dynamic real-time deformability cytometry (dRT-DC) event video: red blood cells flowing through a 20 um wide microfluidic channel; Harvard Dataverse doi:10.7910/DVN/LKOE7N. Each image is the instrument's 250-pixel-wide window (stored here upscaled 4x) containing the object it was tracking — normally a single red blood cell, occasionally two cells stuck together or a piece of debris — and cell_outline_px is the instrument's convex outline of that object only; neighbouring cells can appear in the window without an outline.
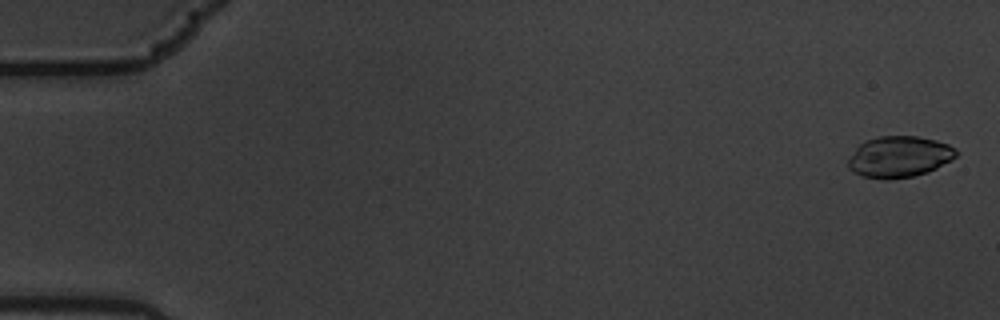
{"species": "common noctule bat (a hibernating species)", "species_latin": "Nyctalus noctula", "temperature_condition": "warm", "stored_images_in_passage": 7, "camera_frame_rate_fps": 3000, "um_per_image_px": 0.085, "animal": {"sex": "male", "body_mass_g": 19.5, "forearm_length_mm": 54.6}, "frame": {"image": 1, "passage_image": 1, "time_ms": 0.0, "image_size_px": [1000, 320], "cell_outline_px": [[956, 156], [952, 160], [928, 172], [912, 176], [888, 180], [884, 180], [864, 176], [852, 172], [848, 168], [848, 160], [856, 148], [860, 144], [868, 140], [880, 136], [916, 136], [936, 140], [948, 144], [956, 148]], "centroid_in_image_um": [76.44, 13.33], "position_along_channel_um": 8.6, "area_um2": 25.89}}
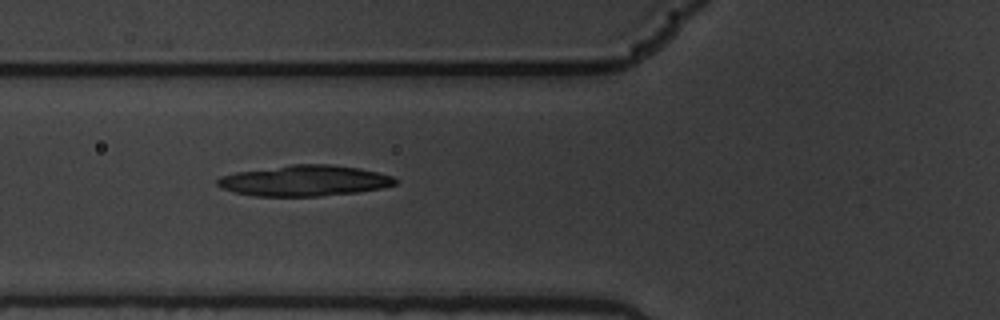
{"frame": {"image": 2, "passage_image": 7, "time_ms": 2.0, "image_size_px": [1000, 320], "cell_outline_px": [[400, 180], [396, 184], [380, 188], [356, 192], [320, 196], [256, 196], [236, 192], [224, 188], [216, 184], [216, 180], [220, 176], [236, 172], [292, 164], [332, 164], [360, 168], [392, 176]], "centroid_in_image_um": [25.9, 15.35], "position_along_channel_um": 99.9, "area_um2": 31.79}}